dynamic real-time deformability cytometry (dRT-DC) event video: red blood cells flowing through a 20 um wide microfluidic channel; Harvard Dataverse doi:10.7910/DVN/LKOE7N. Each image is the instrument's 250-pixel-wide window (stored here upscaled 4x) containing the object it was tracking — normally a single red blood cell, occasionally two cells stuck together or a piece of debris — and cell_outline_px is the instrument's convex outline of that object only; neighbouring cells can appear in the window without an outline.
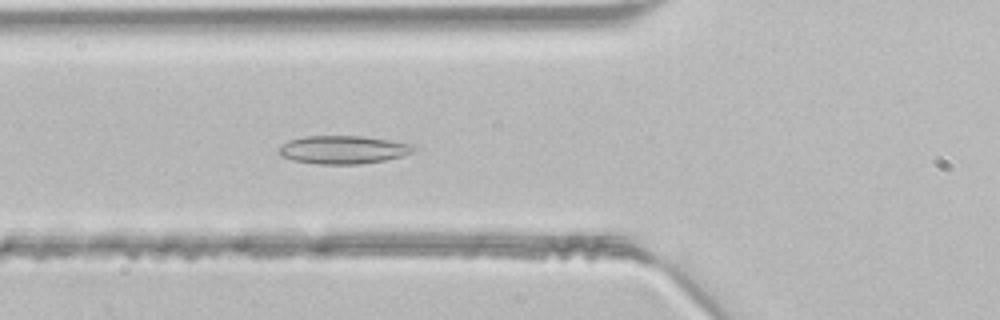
{"species": "common noctule bat (a hibernating species)", "species_latin": "Nyctalus noctula", "temperature_condition": "room temperature", "stored_images_in_passage": 46, "camera_frame_rate_fps": 3000, "um_per_image_px": 0.085, "animal": {"sex": "male", "body_mass_g": 21.5, "forearm_length_mm": 52.0}, "frame": {"image": 1, "passage_image": 16, "time_ms": 5.0, "image_size_px": [1000, 320], "cell_outline_px": [[416, 152], [384, 160], [360, 164], [320, 164], [296, 160], [280, 156], [280, 148], [288, 140], [304, 136], [360, 136], [388, 140], [412, 144], [416, 148]], "centroid_in_image_um": [29.2, 12.72], "position_along_channel_um": 96.6, "area_um2": 21.85}}
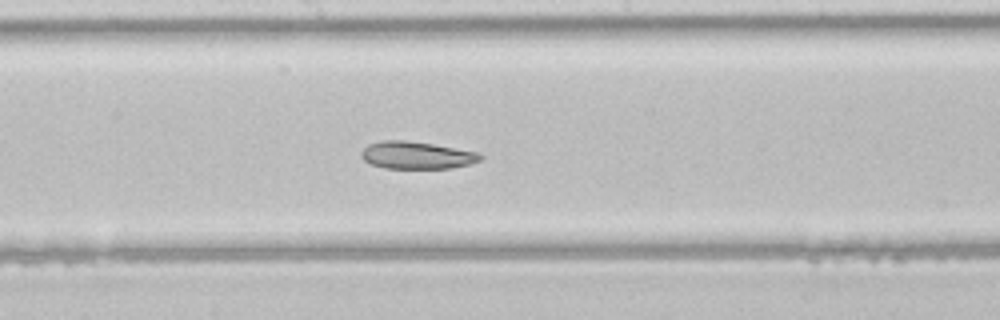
{"frame": {"image": 2, "passage_image": 24, "time_ms": 7.667, "image_size_px": [1000, 320], "cell_outline_px": [[484, 156], [480, 160], [468, 164], [452, 168], [384, 168], [372, 164], [364, 160], [360, 156], [360, 152], [368, 144], [384, 140], [404, 140], [432, 144], [480, 152]], "centroid_in_image_um": [35.41, 13.19], "position_along_channel_um": 212.8, "area_um2": 18.96}}
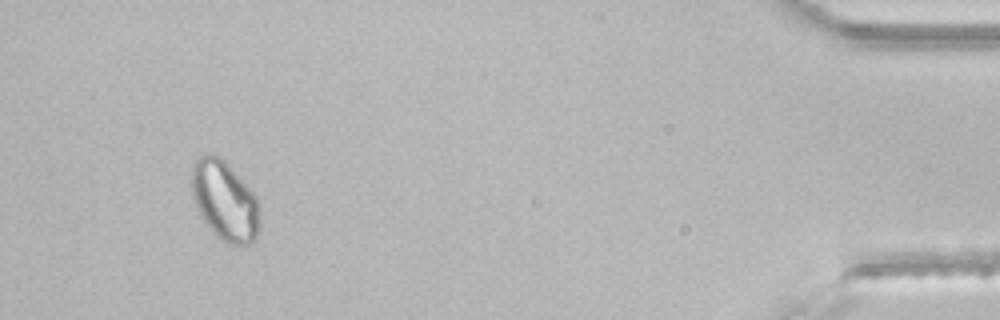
{"frame": {"image": 3, "passage_image": 43, "time_ms": 14.0, "image_size_px": [1000, 320], "cell_outline_px": [[260, 232], [252, 244], [228, 244], [216, 236], [212, 232], [204, 220], [192, 196], [192, 168], [196, 160], [200, 156], [220, 156], [228, 164], [256, 196], [260, 224]], "centroid_in_image_um": [19.13, 17.11], "position_along_channel_um": 416.1, "area_um2": 31.15}}